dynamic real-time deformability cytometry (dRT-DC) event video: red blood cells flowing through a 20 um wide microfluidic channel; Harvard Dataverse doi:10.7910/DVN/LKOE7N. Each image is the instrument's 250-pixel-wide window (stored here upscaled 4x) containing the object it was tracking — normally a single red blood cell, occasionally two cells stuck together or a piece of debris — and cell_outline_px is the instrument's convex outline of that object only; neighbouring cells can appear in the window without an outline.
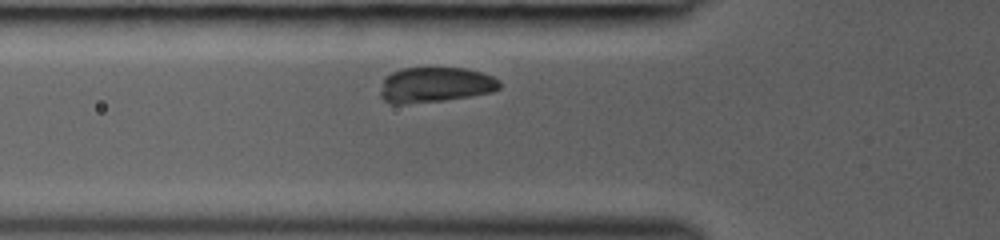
{"species": "common noctule bat (a hibernating species)", "species_latin": "Nyctalus noctula", "temperature_condition": "room temperature", "stored_images_in_passage": 28, "camera_frame_rate_fps": 3000, "um_per_image_px": 0.085, "animal": {"sex": "female", "body_mass_g": 19.0, "forearm_length_mm": 53.3}, "frame": {"image": 1, "passage_image": 5, "time_ms": 1.333, "image_size_px": [1000, 240], "cell_outline_px": [[500, 88], [492, 92], [472, 96], [444, 100], [404, 104], [388, 104], [380, 96], [380, 92], [384, 76], [392, 72], [404, 68], [464, 68], [480, 72], [492, 76], [500, 80]], "centroid_in_image_um": [36.97, 7.22], "position_along_channel_um": 88.8, "area_um2": 24.62}}
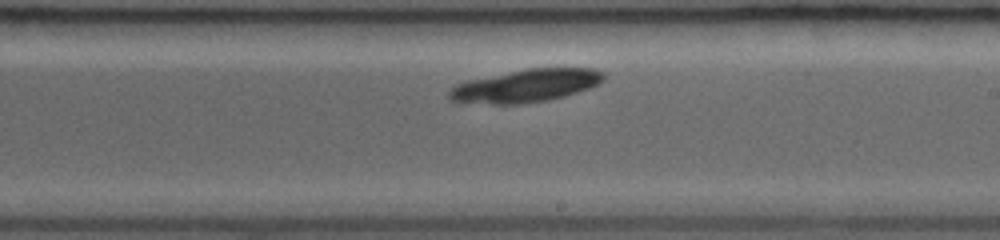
{"frame": {"image": 2, "passage_image": 16, "time_ms": 5.0, "image_size_px": [1000, 240], "cell_outline_px": [[604, 80], [588, 88], [564, 96], [548, 100], [520, 104], [456, 104], [448, 100], [448, 92], [456, 84], [464, 80], [528, 68], [592, 68], [604, 72]], "centroid_in_image_um": [44.57, 7.3], "position_along_channel_um": 244.4, "area_um2": 30.06}}
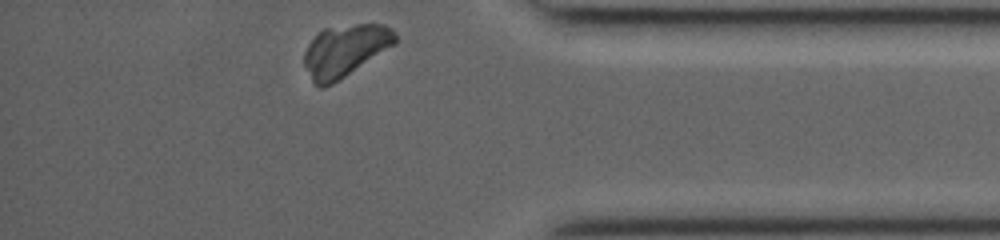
{"frame": {"image": 3, "passage_image": 28, "time_ms": 9.0, "image_size_px": [1000, 240], "cell_outline_px": [[396, 44], [332, 84], [324, 88], [320, 88], [312, 80], [304, 64], [304, 52], [308, 44], [324, 28], [356, 24], [384, 24], [392, 28], [396, 36]], "centroid_in_image_um": [29.34, 4.29], "position_along_channel_um": 405.9, "area_um2": 27.28}}